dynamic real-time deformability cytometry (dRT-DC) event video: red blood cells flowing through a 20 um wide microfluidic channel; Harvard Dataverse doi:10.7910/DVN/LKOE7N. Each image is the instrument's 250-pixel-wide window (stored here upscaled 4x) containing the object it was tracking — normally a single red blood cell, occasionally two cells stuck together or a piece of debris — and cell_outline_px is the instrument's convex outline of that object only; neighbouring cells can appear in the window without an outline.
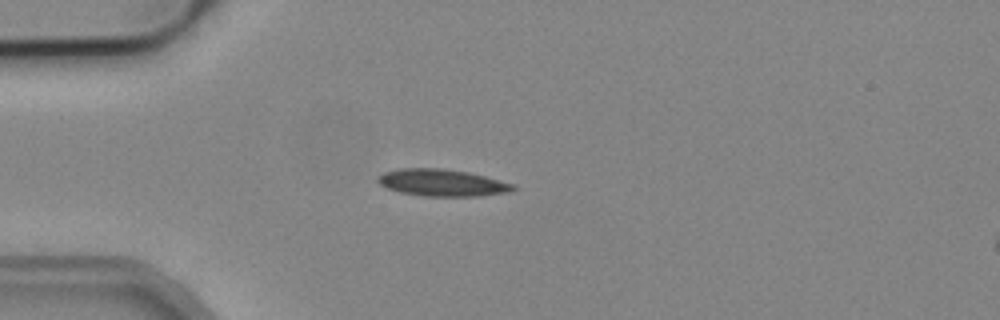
{"species": "common noctule bat (a hibernating species)", "species_latin": "Nyctalus noctula", "temperature_condition": "cold", "stored_images_in_passage": 2, "camera_frame_rate_fps": 3000, "um_per_image_px": 0.085, "animal": {"sex": "male", "body_mass_g": 19.2, "forearm_length_mm": 51.8}, "frame": {"image": 1, "passage_image": 1, "time_ms": 0.0, "image_size_px": [1000, 320], "cell_outline_px": [[516, 188], [508, 192], [476, 196], [424, 196], [400, 192], [388, 188], [380, 184], [376, 180], [384, 172], [400, 168], [440, 168], [468, 172], [484, 176], [512, 184]], "centroid_in_image_um": [37.54, 15.53], "position_along_channel_um": 47.5, "area_um2": 20.92}}